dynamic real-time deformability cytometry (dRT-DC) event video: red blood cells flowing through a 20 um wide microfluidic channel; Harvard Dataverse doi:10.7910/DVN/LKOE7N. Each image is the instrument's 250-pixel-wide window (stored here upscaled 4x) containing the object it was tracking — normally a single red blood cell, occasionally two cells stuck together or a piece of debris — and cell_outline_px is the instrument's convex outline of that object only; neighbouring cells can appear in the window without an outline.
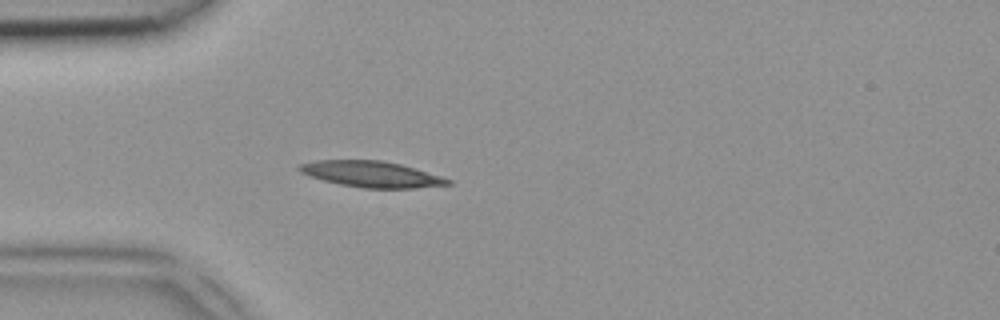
{"species": "common noctule bat (a hibernating species)", "species_latin": "Nyctalus noctula", "temperature_condition": "room temperature", "stored_images_in_passage": 35, "camera_frame_rate_fps": 3000, "um_per_image_px": 0.085, "animal": {"sex": "female", "body_mass_g": 18.4}, "frame": {"image": 1, "passage_image": 1, "time_ms": 0.0, "image_size_px": [1000, 320], "cell_outline_px": [[452, 184], [416, 188], [364, 188], [340, 184], [308, 176], [300, 172], [296, 168], [300, 164], [316, 160], [380, 160], [400, 164], [440, 176], [452, 180]], "centroid_in_image_um": [31.54, 14.8], "position_along_channel_um": 53.5, "area_um2": 22.37}}
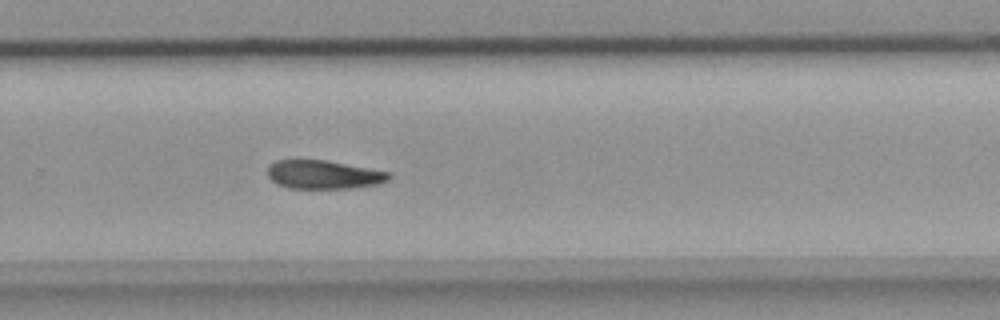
{"frame": {"image": 2, "passage_image": 19, "time_ms": 6.0, "image_size_px": [1000, 320], "cell_outline_px": [[392, 176], [388, 180], [380, 184], [352, 188], [288, 188], [276, 184], [268, 176], [268, 164], [276, 160], [324, 160], [392, 172]], "centroid_in_image_um": [27.52, 14.84], "position_along_channel_um": 302.3, "area_um2": 20.35}}
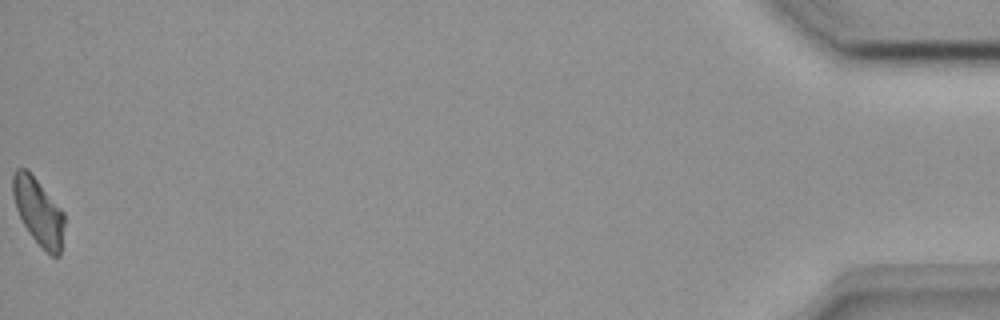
{"frame": {"image": 3, "passage_image": 35, "time_ms": 11.333, "image_size_px": [1000, 320], "cell_outline_px": [[64, 224], [60, 256], [56, 260], [28, 232], [16, 208], [12, 192], [12, 176], [16, 168], [28, 168], [64, 212]], "centroid_in_image_um": [3.27, 17.95], "position_along_channel_um": 431.9, "area_um2": 20.06}}